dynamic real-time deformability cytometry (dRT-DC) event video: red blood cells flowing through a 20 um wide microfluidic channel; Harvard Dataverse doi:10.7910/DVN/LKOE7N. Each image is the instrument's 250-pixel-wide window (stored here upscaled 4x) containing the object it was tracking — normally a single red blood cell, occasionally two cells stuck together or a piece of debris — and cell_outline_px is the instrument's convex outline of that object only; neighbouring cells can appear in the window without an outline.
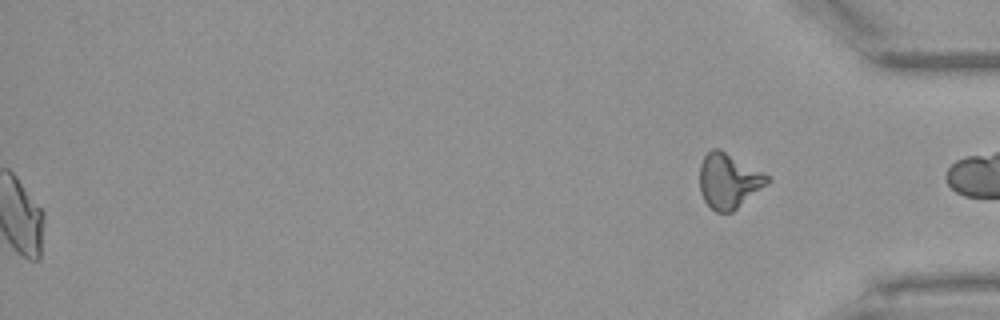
{"species": "Egyptian fruit bat (a non-hibernating species)", "species_latin": "Rousettus aegyptiacus", "temperature_condition": "warm", "stored_images_in_passage": 53, "segment_of_instrument_passage": [2, 2], "camera_frame_rate_fps": 3000, "um_per_image_px": 0.085, "animal": {"sex": "female"}, "frame": {"image": 1, "passage_image": 53, "time_ms": 17.333, "image_size_px": [1000, 320], "cell_outline_px": [[772, 180], [768, 184], [732, 212], [716, 212], [704, 200], [700, 192], [700, 164], [704, 156], [712, 148], [720, 148], [764, 172]], "centroid_in_image_um": [61.95, 15.35], "position_along_channel_um": 373.2, "area_um2": 21.79}}